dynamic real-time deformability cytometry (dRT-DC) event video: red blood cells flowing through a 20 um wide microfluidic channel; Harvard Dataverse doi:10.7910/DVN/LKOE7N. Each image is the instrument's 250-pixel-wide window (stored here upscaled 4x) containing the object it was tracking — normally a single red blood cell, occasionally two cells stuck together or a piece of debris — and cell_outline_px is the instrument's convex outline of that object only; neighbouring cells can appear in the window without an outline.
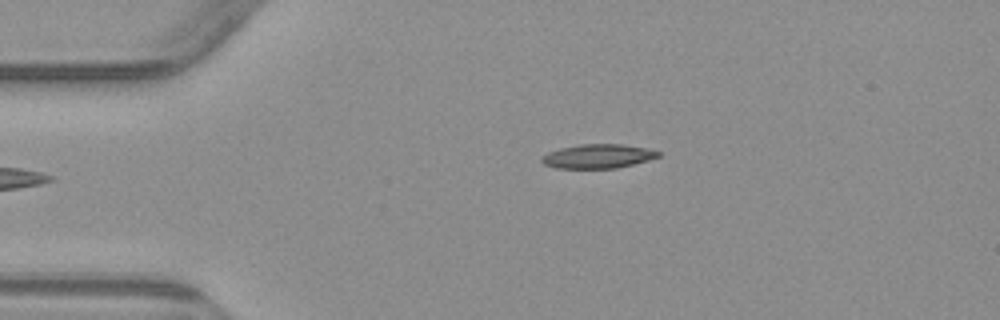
{"species": "common noctule bat (a hibernating species)", "species_latin": "Nyctalus noctula", "temperature_condition": "warm", "stored_images_in_passage": 2, "camera_frame_rate_fps": 3000, "um_per_image_px": 0.085, "animal": {"sex": "male", "body_mass_g": 23.1, "forearm_length_mm": 52.7}, "frame": {"image": 1, "passage_image": 2, "time_ms": 1.333, "image_size_px": [1000, 320], "cell_outline_px": [[660, 156], [648, 160], [616, 168], [556, 168], [544, 164], [540, 160], [548, 152], [560, 148], [580, 144], [624, 144], [648, 148], [660, 152]], "centroid_in_image_um": [50.83, 13.27], "position_along_channel_um": 34.2, "area_um2": 16.3}}